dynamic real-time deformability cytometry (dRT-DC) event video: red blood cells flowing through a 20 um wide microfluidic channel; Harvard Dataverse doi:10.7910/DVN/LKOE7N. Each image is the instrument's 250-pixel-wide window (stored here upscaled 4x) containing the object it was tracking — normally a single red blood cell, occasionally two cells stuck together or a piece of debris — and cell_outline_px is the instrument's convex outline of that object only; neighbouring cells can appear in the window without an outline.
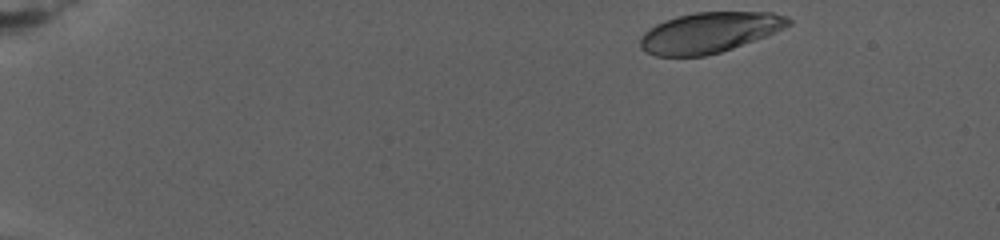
{"species": "human", "species_latin": "Homo sapiens", "temperature_condition": "warm", "stored_images_in_passage": 57, "camera_frame_rate_fps": 3000, "um_per_image_px": 0.085, "donor": {"sex": "female"}, "frame": {"image": 1, "passage_image": 1, "time_ms": 0.0, "image_size_px": [1000, 240], "cell_outline_px": [[792, 24], [784, 28], [764, 36], [732, 48], [720, 52], [704, 56], [656, 56], [644, 52], [640, 48], [640, 36], [648, 28], [664, 20], [676, 16], [696, 12], [772, 12], [788, 16], [792, 20]], "centroid_in_image_um": [60.26, 2.76], "position_along_channel_um": 24.7, "area_um2": 35.03}}
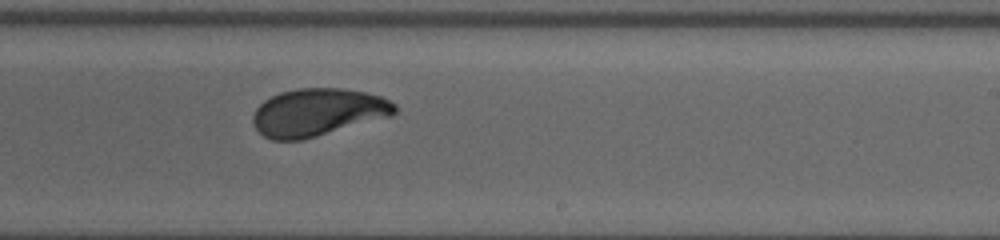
{"frame": {"image": 2, "passage_image": 29, "time_ms": 13.667, "image_size_px": [1000, 240], "cell_outline_px": [[396, 112], [392, 116], [316, 136], [300, 140], [272, 140], [264, 136], [256, 128], [252, 120], [252, 116], [256, 108], [264, 100], [280, 92], [300, 88], [340, 88], [364, 92], [380, 96], [396, 104]], "centroid_in_image_um": [27.0, 9.54], "position_along_channel_um": 262.0, "area_um2": 39.13}}
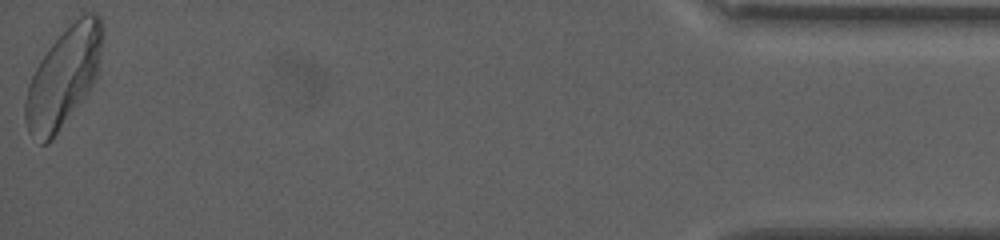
{"frame": {"image": 3, "passage_image": 57, "time_ms": 23.0, "image_size_px": [1000, 240], "cell_outline_px": [[104, 36], [96, 76], [88, 92], [52, 140], [48, 144], [40, 144], [28, 132], [24, 120], [24, 104], [28, 84], [40, 60], [48, 48], [80, 16], [88, 12], [96, 12], [100, 16], [104, 28]], "centroid_in_image_um": [5.39, 6.59], "position_along_channel_um": 429.8, "area_um2": 44.27}, "authors_computed_cell_mechanics": {"area_um2": 38.8416, "velocity_mm_per_s": 2.6455, "shape_relaxation_time_tau1_ms": 3.7601, "shape_relaxation_time_tau2_ms": 1.241, "deformation_change_tau1": 0.1355, "deformation_change_tau2": 0.0568}}